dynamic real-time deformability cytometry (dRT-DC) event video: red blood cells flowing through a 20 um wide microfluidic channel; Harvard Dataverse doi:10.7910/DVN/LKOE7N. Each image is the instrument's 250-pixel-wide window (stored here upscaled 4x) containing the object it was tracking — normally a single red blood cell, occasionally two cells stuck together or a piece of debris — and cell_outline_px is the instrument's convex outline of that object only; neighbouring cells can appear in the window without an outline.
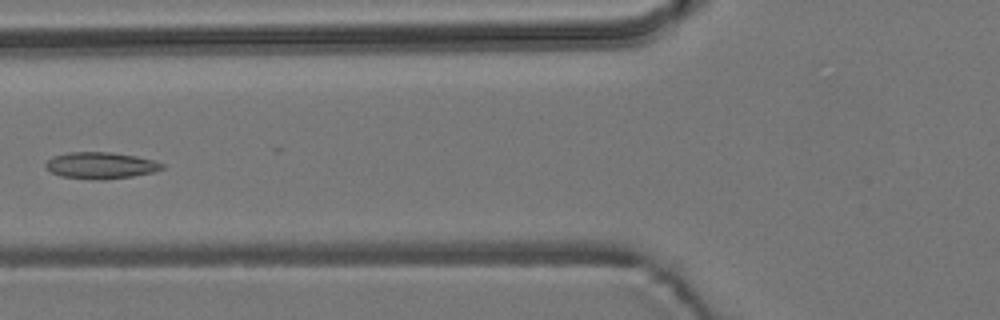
{"species": "common noctule bat (a hibernating species)", "species_latin": "Nyctalus noctula", "temperature_condition": "room temperature", "stored_images_in_passage": 6, "camera_frame_rate_fps": 3000, "um_per_image_px": 0.085, "animal": {"sex": "male", "body_mass_g": 19.2, "forearm_length_mm": 51.8}, "frame": {"image": 1, "passage_image": 5, "time_ms": 4.667, "image_size_px": [1000, 320], "cell_outline_px": [[164, 168], [152, 172], [132, 176], [104, 180], [100, 180], [60, 176], [44, 168], [44, 164], [52, 156], [68, 152], [112, 152], [136, 156], [156, 160], [164, 164]], "centroid_in_image_um": [8.55, 14.05], "position_along_channel_um": 117.3, "area_um2": 18.15}}
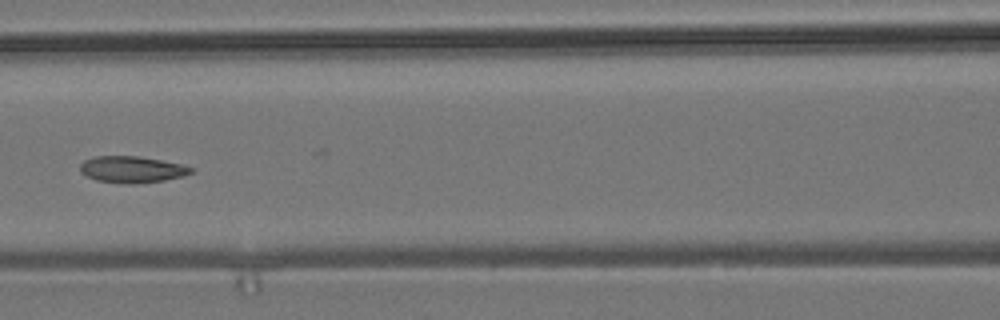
{"frame": {"image": 2, "passage_image": 6, "time_ms": 5.667, "image_size_px": [1000, 320], "cell_outline_px": [[196, 168], [192, 172], [184, 176], [164, 180], [132, 184], [128, 184], [96, 180], [80, 172], [80, 164], [84, 160], [96, 156], [140, 156], [184, 164]], "centroid_in_image_um": [11.26, 14.39], "position_along_channel_um": 155.3, "area_um2": 17.28}}